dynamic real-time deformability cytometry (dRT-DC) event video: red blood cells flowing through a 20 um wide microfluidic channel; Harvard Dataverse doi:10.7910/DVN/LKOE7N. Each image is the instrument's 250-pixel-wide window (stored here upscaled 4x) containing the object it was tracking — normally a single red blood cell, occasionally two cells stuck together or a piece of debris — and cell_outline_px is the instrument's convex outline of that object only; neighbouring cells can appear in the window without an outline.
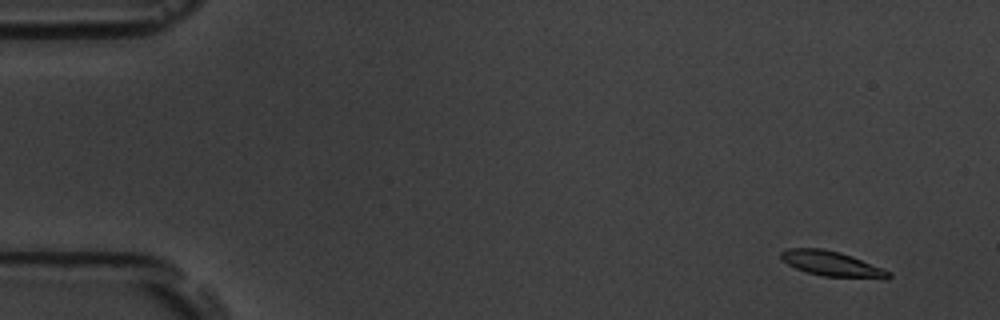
{"species": "common noctule bat (a hibernating species)", "species_latin": "Nyctalus noctula", "temperature_condition": "room temperature", "stored_images_in_passage": 55, "camera_frame_rate_fps": 3000, "um_per_image_px": 0.085, "animal": {"sex": "male", "body_mass_g": 19.5, "forearm_length_mm": 54.6}, "frame": {"image": 1, "passage_image": 1, "time_ms": 0.0, "image_size_px": [1000, 320], "cell_outline_px": [[892, 276], [884, 280], [824, 276], [808, 272], [796, 268], [788, 264], [780, 256], [780, 252], [788, 248], [820, 248], [840, 252], [852, 256], [892, 272]], "centroid_in_image_um": [70.78, 22.44], "position_along_channel_um": 14.2, "area_um2": 15.84}}
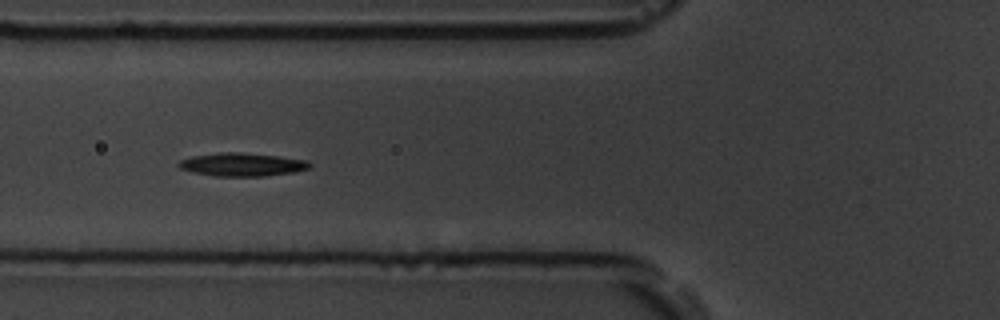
{"frame": {"image": 2, "passage_image": 19, "time_ms": 6.0, "image_size_px": [1000, 320], "cell_outline_px": [[312, 164], [308, 168], [296, 172], [264, 176], [216, 176], [192, 172], [180, 168], [176, 164], [180, 160], [192, 156], [220, 152], [240, 152], [276, 156], [308, 160]], "centroid_in_image_um": [20.57, 13.98], "position_along_channel_um": 105.2, "area_um2": 17.74}}
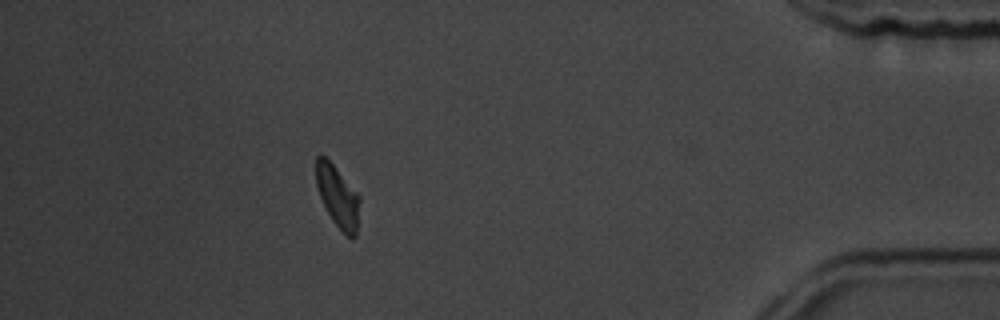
{"frame": {"image": 3, "passage_image": 49, "time_ms": 16.0, "image_size_px": [1000, 320], "cell_outline_px": [[360, 200], [356, 236], [352, 240], [332, 220], [320, 196], [316, 184], [316, 156], [320, 152], [336, 168], [360, 196]], "centroid_in_image_um": [28.71, 16.69], "position_along_channel_um": 406.5, "area_um2": 15.43}, "authors_computed_cell_mechanics": {"area_um2": 16.473, "velocity_mm_per_s": 3.5175, "shape_relaxation_time_tau1_ms": 3.8602, "shape_relaxation_time_tau2_ms": null, "deformation_change_tau1": 0.1421, "deformation_change_tau2": null}}